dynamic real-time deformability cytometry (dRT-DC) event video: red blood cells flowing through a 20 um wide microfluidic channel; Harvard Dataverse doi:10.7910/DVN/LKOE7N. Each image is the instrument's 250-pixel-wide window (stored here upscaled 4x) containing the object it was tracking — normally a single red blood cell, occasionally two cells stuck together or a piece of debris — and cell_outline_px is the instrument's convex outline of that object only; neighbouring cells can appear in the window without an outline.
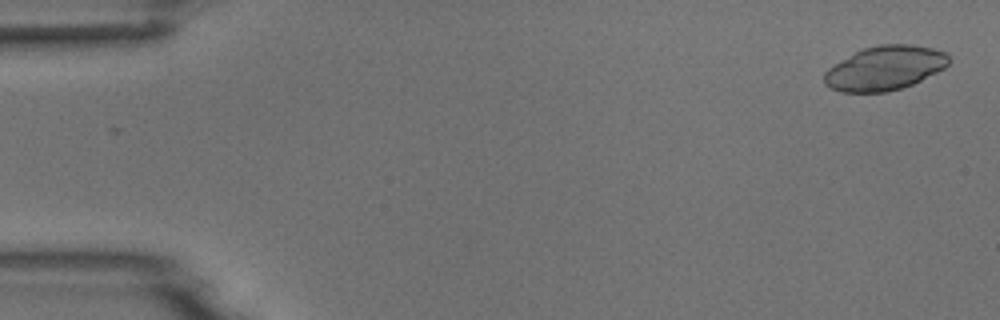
{"species": "common noctule bat (a hibernating species)", "species_latin": "Nyctalus noctula", "temperature_condition": "room temperature", "stored_images_in_passage": 9, "camera_frame_rate_fps": 3000, "um_per_image_px": 0.085, "animal": {"sex": "male", "body_mass_g": 18.8}, "frame": {"image": 1, "passage_image": 1, "time_ms": 0.0, "image_size_px": [1000, 320], "cell_outline_px": [[952, 60], [944, 68], [912, 84], [888, 92], [840, 92], [824, 84], [824, 72], [828, 68], [856, 52], [864, 48], [880, 44], [908, 44], [932, 48], [944, 52]], "centroid_in_image_um": [75.21, 5.79], "position_along_channel_um": 9.8, "area_um2": 31.79}}